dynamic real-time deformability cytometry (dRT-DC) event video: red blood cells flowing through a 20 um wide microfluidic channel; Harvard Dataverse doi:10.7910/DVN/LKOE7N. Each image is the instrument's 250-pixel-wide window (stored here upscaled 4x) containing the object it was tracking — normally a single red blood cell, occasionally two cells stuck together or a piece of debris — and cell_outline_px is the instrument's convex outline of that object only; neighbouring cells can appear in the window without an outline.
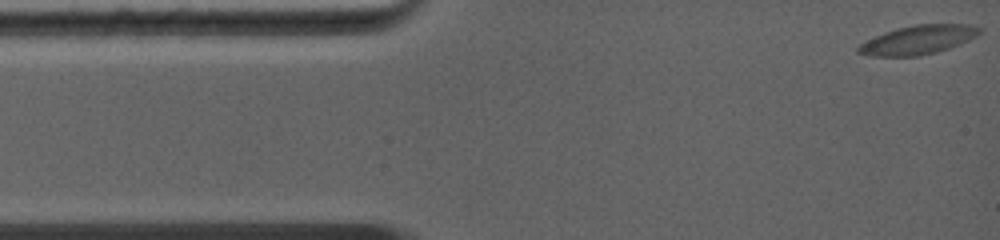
{"species": "common noctule bat (a hibernating species)", "species_latin": "Nyctalus noctula", "temperature_condition": "warm", "stored_images_in_passage": 24, "camera_frame_rate_fps": 5000, "um_per_image_px": 0.085, "animal": {"sex": "female", "body_mass_g": 19.0, "forearm_length_mm": 56.7}, "frame": {"image": 1, "passage_image": 1, "time_ms": 0.0, "image_size_px": [1000, 240], "cell_outline_px": [[980, 32], [976, 36], [960, 44], [936, 52], [920, 56], [872, 56], [856, 52], [856, 48], [860, 44], [884, 32], [896, 28], [916, 24], [968, 24], [980, 28]], "centroid_in_image_um": [78.02, 3.39], "position_along_channel_um": 7.0, "area_um2": 20.29}}
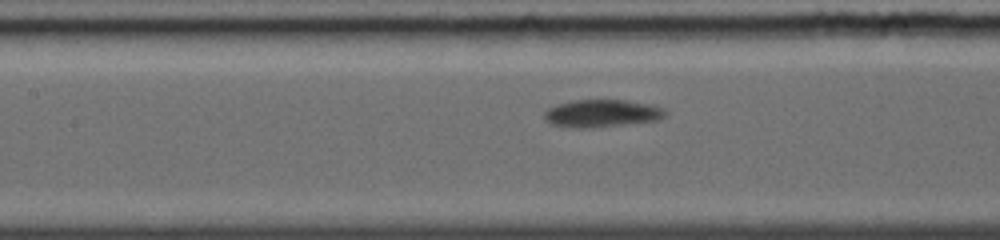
{"frame": {"image": 2, "passage_image": 11, "time_ms": 5.4, "image_size_px": [1000, 240], "cell_outline_px": [[668, 116], [656, 120], [624, 124], [584, 128], [576, 128], [552, 124], [544, 116], [544, 112], [548, 108], [556, 104], [572, 100], [624, 100], [652, 104], [664, 108], [668, 112]], "centroid_in_image_um": [51.2, 9.62], "position_along_channel_um": 156.2, "area_um2": 19.36}}
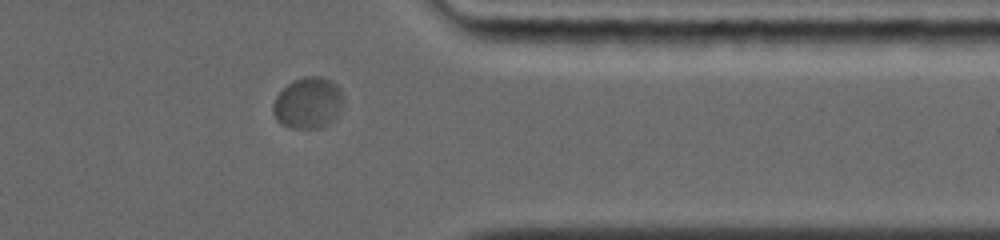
{"frame": {"image": 3, "passage_image": 21, "time_ms": 11.0, "image_size_px": [1000, 240], "cell_outline_px": [[344, 96], [340, 112], [324, 128], [292, 128], [280, 124], [276, 120], [272, 112], [272, 104], [276, 96], [292, 80], [304, 76], [320, 76], [332, 80], [340, 88]], "centroid_in_image_um": [26.19, 8.75], "position_along_channel_um": 385.2, "area_um2": 21.39}, "authors_computed_cell_mechanics": {"area_um2": 19.652, "velocity_mm_per_s": 4.1893, "shape_relaxation_time_tau1_ms": 5.7012, "shape_relaxation_time_tau2_ms": null, "deformation_change_tau1": 0.2019, "deformation_change_tau2": null}}